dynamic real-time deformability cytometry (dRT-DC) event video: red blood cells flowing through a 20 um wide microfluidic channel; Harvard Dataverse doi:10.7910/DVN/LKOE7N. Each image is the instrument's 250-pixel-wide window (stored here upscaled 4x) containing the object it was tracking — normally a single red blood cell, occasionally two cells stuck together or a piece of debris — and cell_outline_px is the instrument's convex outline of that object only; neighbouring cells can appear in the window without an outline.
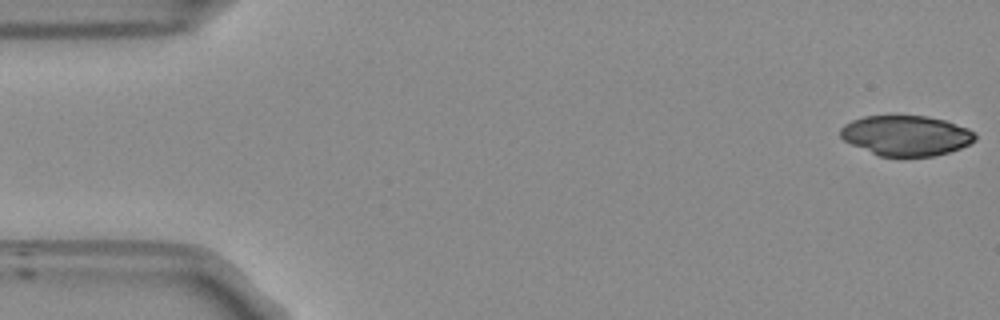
{"species": "Egyptian fruit bat (a non-hibernating species)", "species_latin": "Rousettus aegyptiacus", "temperature_condition": "room temperature", "stored_images_in_passage": 11, "camera_frame_rate_fps": 3000, "um_per_image_px": 0.085, "frame": {"image": 1, "passage_image": 1, "time_ms": 0.0, "image_size_px": [1000, 320], "cell_outline_px": [[976, 140], [960, 148], [948, 152], [932, 156], [880, 156], [852, 144], [844, 140], [840, 136], [840, 128], [844, 124], [852, 120], [864, 116], [928, 116], [944, 120], [968, 128], [976, 136]], "centroid_in_image_um": [77.01, 11.51], "position_along_channel_um": 8.0, "area_um2": 31.27}}